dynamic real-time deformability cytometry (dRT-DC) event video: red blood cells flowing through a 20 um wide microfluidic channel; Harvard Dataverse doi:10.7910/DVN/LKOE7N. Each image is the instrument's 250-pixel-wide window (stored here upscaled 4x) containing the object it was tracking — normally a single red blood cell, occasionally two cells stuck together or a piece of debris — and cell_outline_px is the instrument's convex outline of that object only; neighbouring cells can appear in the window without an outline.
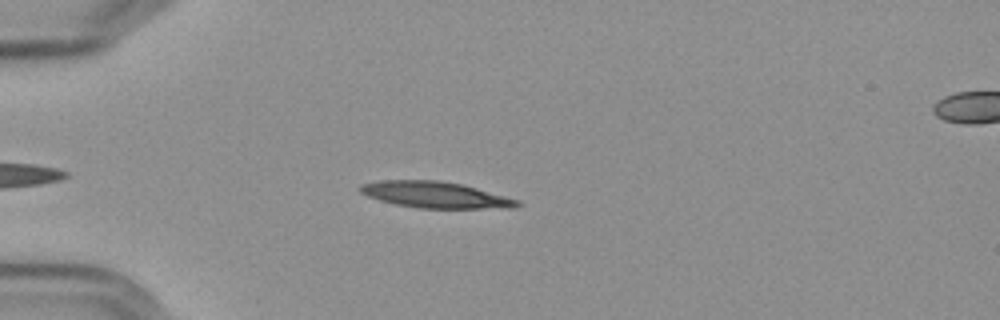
{"species": "Egyptian fruit bat (a non-hibernating species)", "species_latin": "Rousettus aegyptiacus", "temperature_condition": "cold", "stored_images_in_passage": 48, "camera_frame_rate_fps": 3000, "um_per_image_px": 0.085, "frame": {"image": 1, "passage_image": 7, "time_ms": 2.0, "image_size_px": [1000, 320], "cell_outline_px": [[524, 204], [512, 208], [420, 208], [396, 204], [380, 200], [368, 196], [360, 192], [356, 188], [360, 184], [380, 180], [440, 180], [464, 184], [520, 200]], "centroid_in_image_um": [37.02, 16.55], "position_along_channel_um": 48.0, "area_um2": 24.28}}
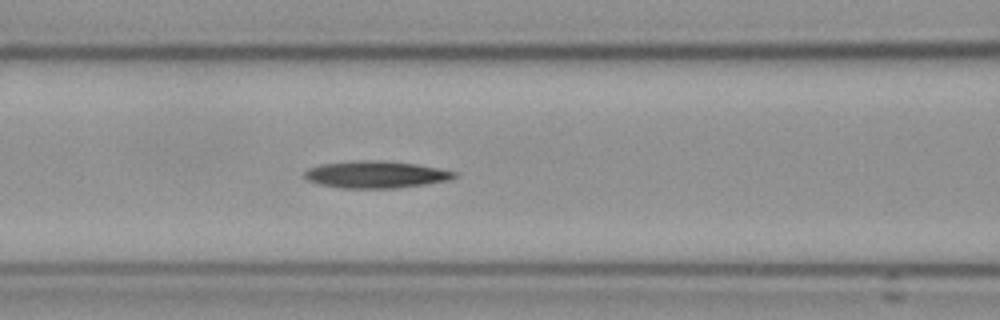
{"frame": {"image": 2, "passage_image": 16, "time_ms": 5.0, "image_size_px": [1000, 320], "cell_outline_px": [[460, 176], [452, 180], [396, 188], [340, 188], [320, 184], [308, 180], [304, 176], [304, 172], [308, 168], [320, 164], [360, 160], [384, 160], [416, 164], [460, 172]], "centroid_in_image_um": [32.01, 14.83], "position_along_channel_um": 134.6, "area_um2": 23.87}}
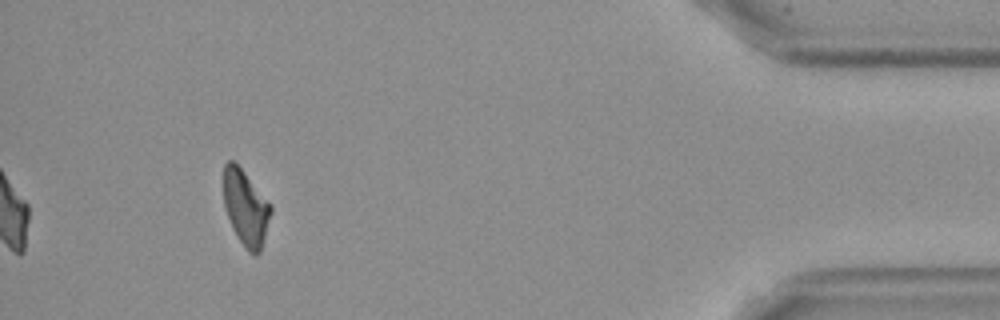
{"frame": {"image": 3, "passage_image": 44, "time_ms": 14.333, "image_size_px": [1000, 320], "cell_outline_px": [[272, 212], [260, 252], [256, 256], [252, 256], [248, 252], [236, 236], [232, 228], [224, 204], [224, 164], [228, 160], [232, 160], [244, 172], [272, 204]], "centroid_in_image_um": [20.9, 17.7], "position_along_channel_um": 414.3, "area_um2": 20.81}}